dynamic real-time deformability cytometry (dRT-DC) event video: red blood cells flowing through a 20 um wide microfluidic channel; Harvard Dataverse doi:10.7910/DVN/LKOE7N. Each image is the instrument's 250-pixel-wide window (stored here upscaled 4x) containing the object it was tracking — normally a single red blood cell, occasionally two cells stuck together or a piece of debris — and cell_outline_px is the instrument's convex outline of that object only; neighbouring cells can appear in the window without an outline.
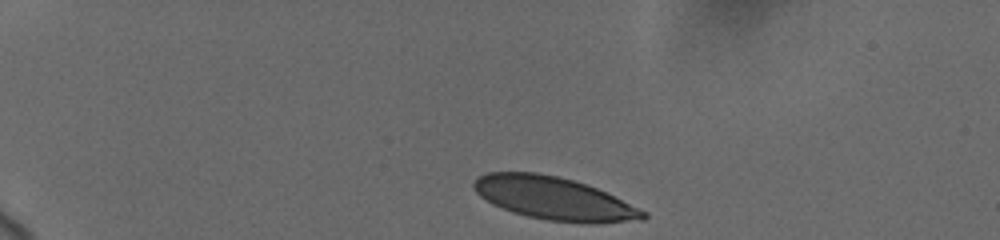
{"species": "human", "species_latin": "Homo sapiens", "temperature_condition": "cold", "stored_images_in_passage": 43, "camera_frame_rate_fps": 3000, "um_per_image_px": 0.085, "donor": {"sex": "female"}, "frame": {"image": 1, "passage_image": 1, "time_ms": 0.0, "image_size_px": [1000, 240], "cell_outline_px": [[648, 216], [644, 220], [592, 224], [548, 220], [528, 216], [512, 212], [492, 204], [480, 196], [476, 192], [472, 184], [480, 176], [488, 172], [536, 172], [556, 176], [572, 180], [596, 188], [648, 212]], "centroid_in_image_um": [47.11, 16.88], "position_along_channel_um": 37.9, "area_um2": 42.08}}
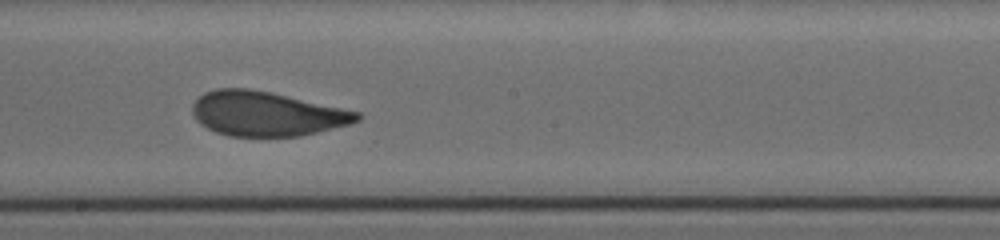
{"frame": {"image": 2, "passage_image": 23, "time_ms": 7.333, "image_size_px": [1000, 240], "cell_outline_px": [[360, 120], [352, 124], [300, 136], [228, 136], [216, 132], [200, 124], [192, 116], [192, 104], [204, 92], [216, 88], [248, 88], [272, 92], [360, 112]], "centroid_in_image_um": [22.64, 9.66], "position_along_channel_um": 225.6, "area_um2": 42.89}}
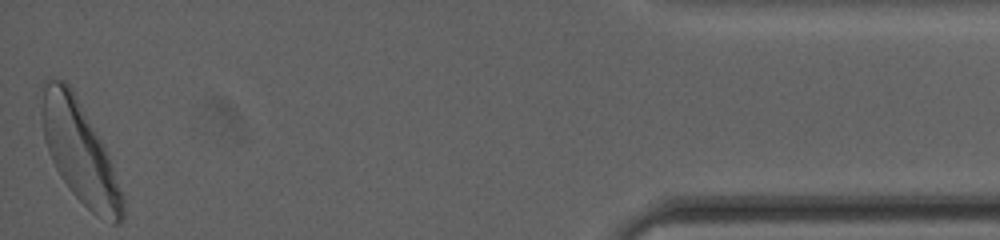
{"frame": {"image": 3, "passage_image": 43, "time_ms": 14.667, "image_size_px": [1000, 240], "cell_outline_px": [[124, 220], [120, 224], [112, 224], [96, 216], [68, 188], [60, 176], [48, 152], [44, 140], [36, 96], [36, 92], [44, 80], [48, 76], [64, 80], [72, 88], [96, 132], [112, 164], [124, 196]], "centroid_in_image_um": [6.69, 12.84], "position_along_channel_um": 428.5, "area_um2": 48.55}, "authors_computed_cell_mechanics": {"area_um2": 43.5812, "velocity_mm_per_s": 3.653, "shape_relaxation_time_tau1_ms": 3.5164, "shape_relaxation_time_tau2_ms": 0.935, "deformation_change_tau1": 0.1636, "deformation_change_tau2": 0.0619}}